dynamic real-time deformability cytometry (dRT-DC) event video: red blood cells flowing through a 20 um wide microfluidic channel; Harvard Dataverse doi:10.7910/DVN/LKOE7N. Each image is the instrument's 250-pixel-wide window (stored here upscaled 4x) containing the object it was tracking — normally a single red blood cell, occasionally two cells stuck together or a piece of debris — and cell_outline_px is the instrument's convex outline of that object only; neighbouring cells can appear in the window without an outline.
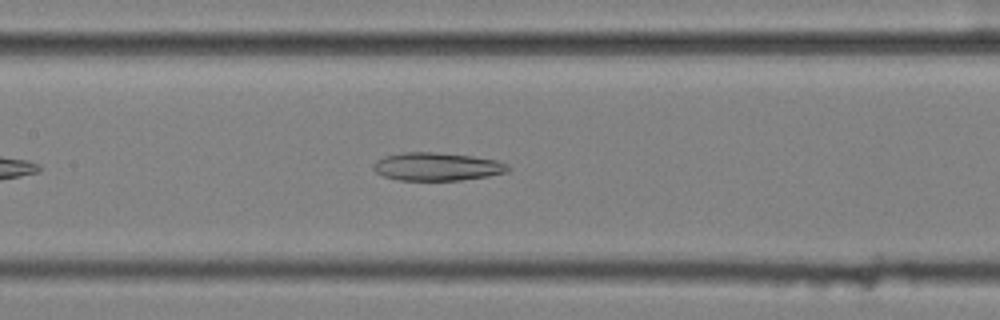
{"species": "common noctule bat (a hibernating species)", "species_latin": "Nyctalus noctula", "temperature_condition": "cold", "stored_images_in_passage": 43, "camera_frame_rate_fps": 3000, "um_per_image_px": 0.085, "animal": {"sex": "female", "body_mass_g": 25.1}, "frame": {"image": 1, "passage_image": 14, "time_ms": 4.333, "image_size_px": [1000, 320], "cell_outline_px": [[512, 168], [508, 172], [488, 176], [460, 180], [400, 180], [384, 176], [376, 172], [372, 168], [372, 164], [376, 160], [384, 156], [404, 152], [432, 152], [472, 156], [496, 160], [508, 164]], "centroid_in_image_um": [37.15, 14.16], "position_along_channel_um": 170.2, "area_um2": 22.08}}
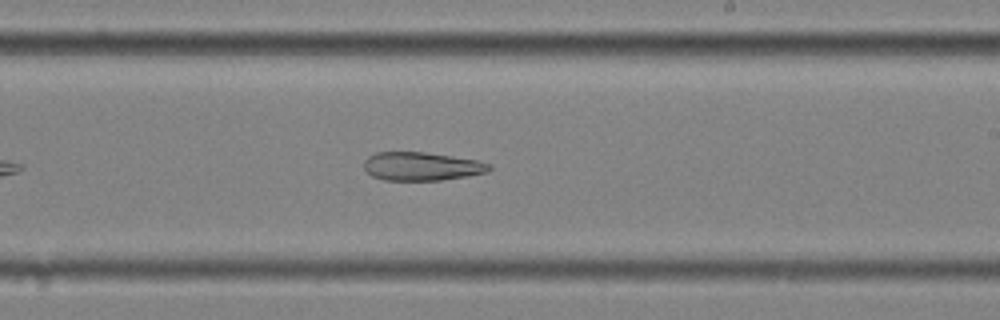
{"frame": {"image": 2, "passage_image": 21, "time_ms": 6.667, "image_size_px": [1000, 320], "cell_outline_px": [[492, 168], [488, 172], [468, 176], [440, 180], [384, 180], [372, 176], [364, 168], [364, 160], [368, 156], [376, 152], [424, 152], [480, 160], [492, 164]], "centroid_in_image_um": [35.87, 14.13], "position_along_channel_um": 253.1, "area_um2": 20.92}}
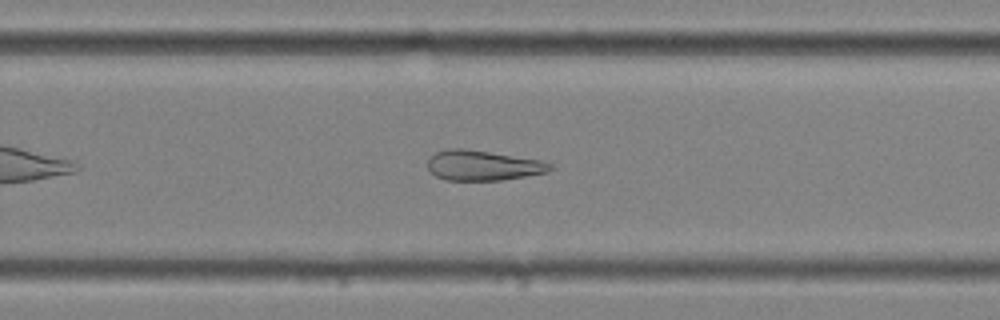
{"frame": {"image": 3, "passage_image": 24, "time_ms": 7.667, "image_size_px": [1000, 320], "cell_outline_px": [[552, 168], [548, 172], [500, 180], [448, 180], [436, 176], [428, 168], [428, 160], [436, 152], [448, 148], [464, 148], [540, 160], [552, 164]], "centroid_in_image_um": [41.03, 14.06], "position_along_channel_um": 288.8, "area_um2": 21.21}}